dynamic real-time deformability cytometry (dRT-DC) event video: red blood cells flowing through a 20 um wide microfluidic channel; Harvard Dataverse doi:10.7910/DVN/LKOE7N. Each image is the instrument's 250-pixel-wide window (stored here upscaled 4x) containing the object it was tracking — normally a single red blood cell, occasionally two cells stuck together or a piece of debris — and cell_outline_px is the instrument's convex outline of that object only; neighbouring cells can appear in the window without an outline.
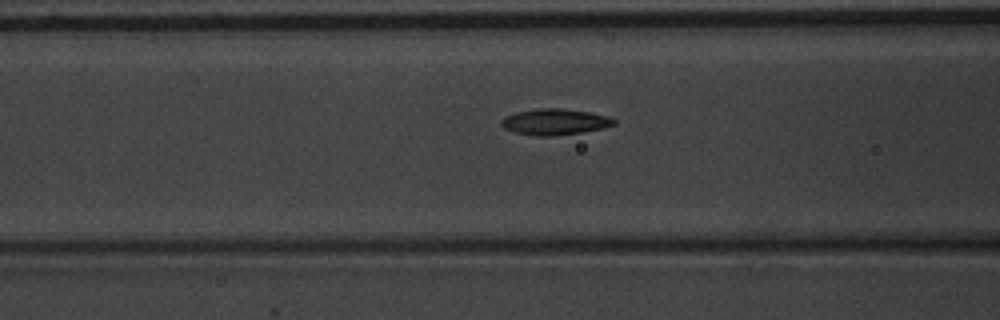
{"species": "common noctule bat (a hibernating species)", "species_latin": "Nyctalus noctula", "temperature_condition": "warm", "stored_images_in_passage": 19, "camera_frame_rate_fps": 3000, "um_per_image_px": 0.085, "animal": {"sex": "male", "body_mass_g": 20.1, "forearm_length_mm": 53.5}, "frame": {"image": 1, "passage_image": 10, "time_ms": 3.0, "image_size_px": [1000, 320], "cell_outline_px": [[616, 124], [604, 128], [584, 132], [552, 136], [536, 136], [512, 132], [504, 128], [500, 124], [500, 120], [504, 116], [516, 112], [540, 108], [560, 108], [588, 112], [608, 116], [616, 120]], "centroid_in_image_um": [47.14, 10.36], "position_along_channel_um": 119.5, "area_um2": 17.28}}
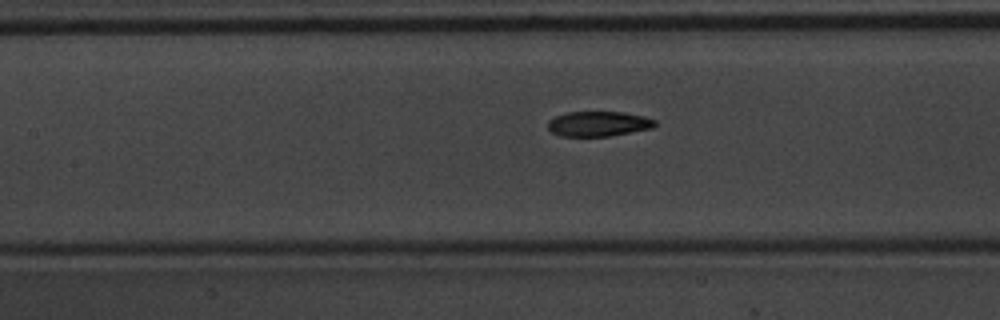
{"frame": {"image": 2, "passage_image": 13, "time_ms": 4.0, "image_size_px": [1000, 320], "cell_outline_px": [[656, 128], [608, 136], [560, 136], [552, 132], [548, 128], [548, 120], [556, 116], [568, 112], [624, 112], [644, 116], [656, 120]], "centroid_in_image_um": [50.91, 10.52], "position_along_channel_um": 156.5, "area_um2": 15.72}}
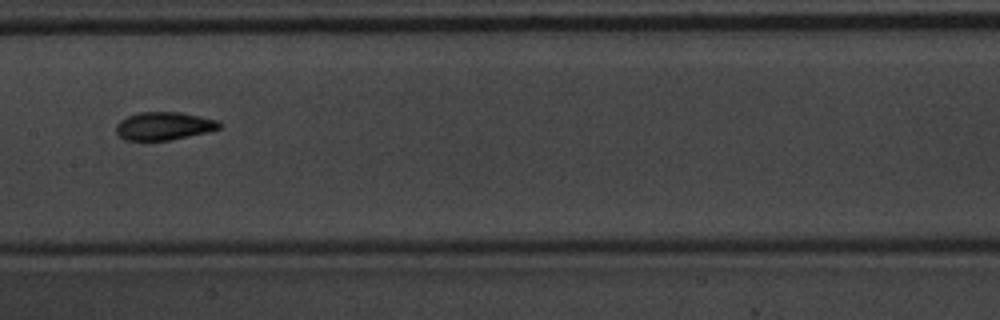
{"frame": {"image": 3, "passage_image": 16, "time_ms": 5.0, "image_size_px": [1000, 320], "cell_outline_px": [[224, 124], [220, 128], [208, 132], [168, 140], [124, 140], [116, 132], [116, 124], [120, 120], [128, 116], [140, 112], [180, 112], [200, 116], [216, 120]], "centroid_in_image_um": [13.94, 10.7], "position_along_channel_um": 193.5, "area_um2": 16.82}}